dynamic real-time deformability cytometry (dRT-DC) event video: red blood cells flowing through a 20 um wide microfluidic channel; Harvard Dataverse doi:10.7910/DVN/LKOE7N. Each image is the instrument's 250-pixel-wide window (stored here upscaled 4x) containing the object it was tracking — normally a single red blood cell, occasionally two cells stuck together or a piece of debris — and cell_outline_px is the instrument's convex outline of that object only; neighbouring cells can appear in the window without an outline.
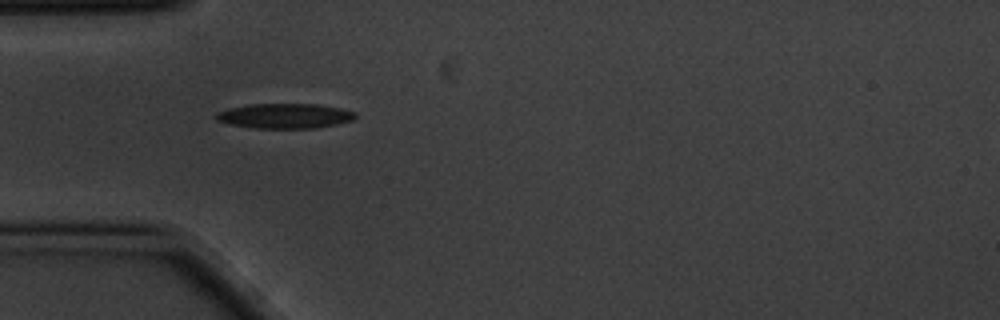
{"species": "common noctule bat (a hibernating species)", "species_latin": "Nyctalus noctula", "temperature_condition": "cold", "stored_images_in_passage": 2, "camera_frame_rate_fps": 3000, "um_per_image_px": 0.085, "animal": {"sex": "male", "body_mass_g": 20.1, "forearm_length_mm": 53.5}, "frame": {"image": 1, "passage_image": 1, "time_ms": 0.0, "image_size_px": [1000, 320], "cell_outline_px": [[356, 116], [352, 120], [336, 124], [316, 128], [256, 128], [228, 124], [216, 120], [212, 116], [216, 112], [228, 108], [248, 104], [316, 104], [340, 108], [356, 112]], "centroid_in_image_um": [24.15, 9.85], "position_along_channel_um": 60.9, "area_um2": 20.35}}